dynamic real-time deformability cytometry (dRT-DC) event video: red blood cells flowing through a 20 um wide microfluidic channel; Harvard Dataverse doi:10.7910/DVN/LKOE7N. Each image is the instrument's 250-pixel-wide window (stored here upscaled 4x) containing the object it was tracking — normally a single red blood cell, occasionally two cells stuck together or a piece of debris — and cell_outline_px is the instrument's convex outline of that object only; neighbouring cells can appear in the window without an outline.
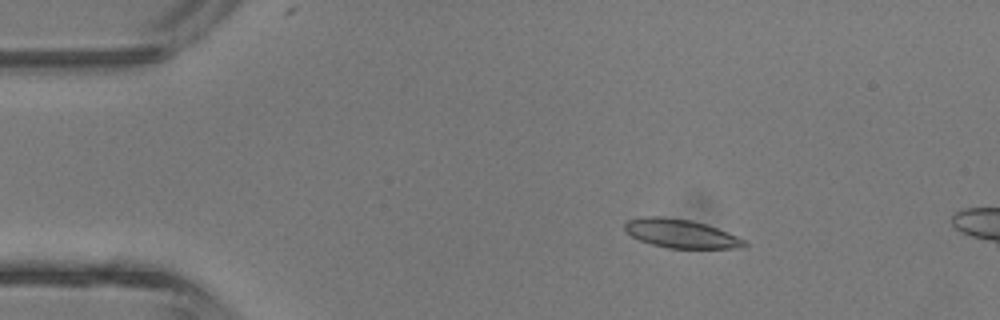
{"species": "common noctule bat (a hibernating species)", "species_latin": "Nyctalus noctula", "temperature_condition": "room temperature", "stored_images_in_passage": 5, "camera_frame_rate_fps": 3000, "um_per_image_px": 0.085, "animal": {"sex": "male", "body_mass_g": 13.3}, "frame": {"image": 1, "passage_image": 3, "time_ms": 2.333, "image_size_px": [1000, 320], "cell_outline_px": [[748, 244], [744, 248], [668, 248], [652, 244], [640, 240], [632, 236], [624, 228], [624, 224], [628, 220], [644, 216], [660, 216], [692, 220], [716, 228], [736, 236], [744, 240]], "centroid_in_image_um": [57.86, 19.85], "position_along_channel_um": 27.1, "area_um2": 19.77}}